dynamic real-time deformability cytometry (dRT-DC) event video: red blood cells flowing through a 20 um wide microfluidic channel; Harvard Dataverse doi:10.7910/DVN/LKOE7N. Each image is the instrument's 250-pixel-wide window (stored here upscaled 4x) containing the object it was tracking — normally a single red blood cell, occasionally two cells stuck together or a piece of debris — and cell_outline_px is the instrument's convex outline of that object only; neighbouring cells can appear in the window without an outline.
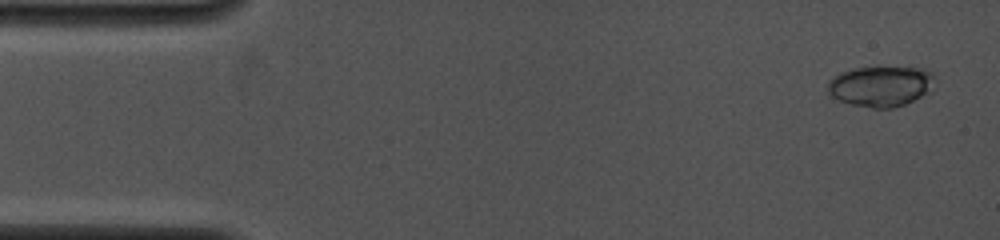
{"species": "common noctule bat (a hibernating species)", "species_latin": "Nyctalus noctula", "temperature_condition": "cold", "stored_images_in_passage": 10, "camera_frame_rate_fps": 4000, "um_per_image_px": 0.085, "animal": {"sex": "female", "body_mass_g": 19.0, "forearm_length_mm": 53.3}, "frame": {"image": 1, "passage_image": 1, "time_ms": 0.0, "image_size_px": [1000, 240], "cell_outline_px": [[936, 80], [932, 92], [904, 104], [892, 108], [872, 108], [852, 104], [840, 100], [832, 96], [828, 92], [828, 80], [832, 76], [840, 72], [852, 68], [876, 64], [924, 68], [936, 72]], "centroid_in_image_um": [74.94, 7.25], "position_along_channel_um": 10.1, "area_um2": 26.65}}
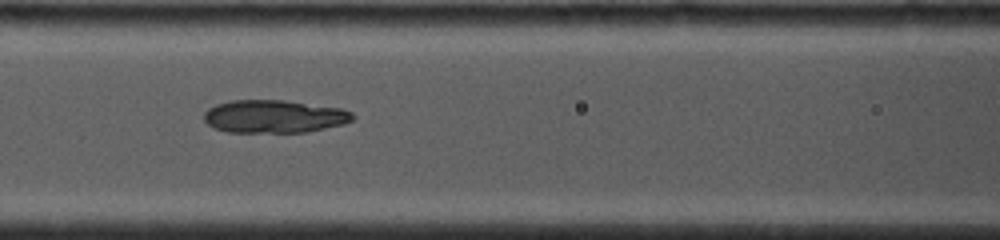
{"frame": {"image": 2, "passage_image": 9, "time_ms": 6.0, "image_size_px": [1000, 240], "cell_outline_px": [[356, 116], [352, 120], [344, 124], [308, 132], [228, 132], [216, 128], [208, 124], [204, 120], [204, 112], [208, 108], [216, 104], [232, 100], [284, 100], [340, 108], [352, 112]], "centroid_in_image_um": [23.31, 9.89], "position_along_channel_um": 143.3, "area_um2": 28.55}}
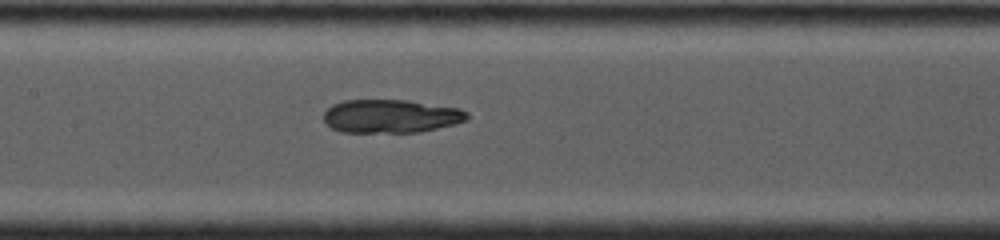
{"frame": {"image": 3, "passage_image": 10, "time_ms": 6.75, "image_size_px": [1000, 240], "cell_outline_px": [[468, 120], [456, 124], [420, 132], [340, 132], [332, 128], [324, 120], [324, 112], [332, 104], [344, 100], [408, 100], [460, 108], [468, 112]], "centroid_in_image_um": [33.25, 9.87], "position_along_channel_um": 174.2, "area_um2": 28.09}}